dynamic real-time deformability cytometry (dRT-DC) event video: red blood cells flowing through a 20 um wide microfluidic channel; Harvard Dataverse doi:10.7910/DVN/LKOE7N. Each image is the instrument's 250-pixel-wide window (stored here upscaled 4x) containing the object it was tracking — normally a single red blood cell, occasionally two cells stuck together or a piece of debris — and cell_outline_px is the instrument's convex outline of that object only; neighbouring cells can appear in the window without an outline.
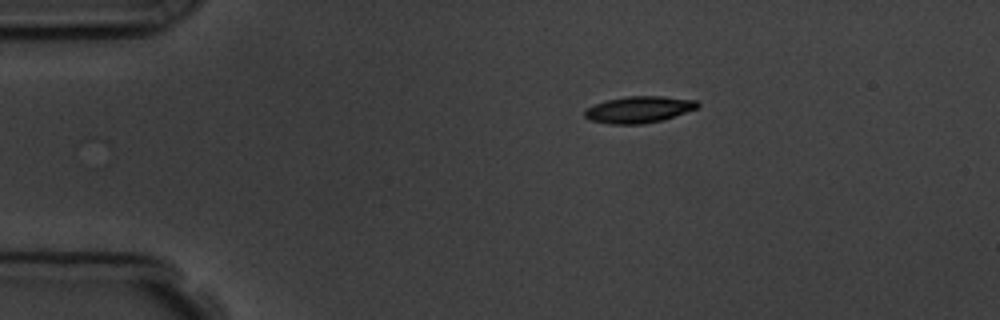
{"species": "common noctule bat (a hibernating species)", "species_latin": "Nyctalus noctula", "temperature_condition": "room temperature", "stored_images_in_passage": 3, "camera_frame_rate_fps": 3000, "um_per_image_px": 0.085, "animal": {"sex": "male", "body_mass_g": 19.5, "forearm_length_mm": 54.6}, "frame": {"image": 1, "passage_image": 1, "time_ms": 0.0, "image_size_px": [1000, 320], "cell_outline_px": [[700, 104], [696, 108], [660, 120], [644, 124], [608, 124], [588, 120], [584, 116], [584, 112], [588, 108], [596, 104], [608, 100], [628, 96], [660, 96], [696, 100]], "centroid_in_image_um": [54.26, 9.31], "position_along_channel_um": 30.7, "area_um2": 17.17}}